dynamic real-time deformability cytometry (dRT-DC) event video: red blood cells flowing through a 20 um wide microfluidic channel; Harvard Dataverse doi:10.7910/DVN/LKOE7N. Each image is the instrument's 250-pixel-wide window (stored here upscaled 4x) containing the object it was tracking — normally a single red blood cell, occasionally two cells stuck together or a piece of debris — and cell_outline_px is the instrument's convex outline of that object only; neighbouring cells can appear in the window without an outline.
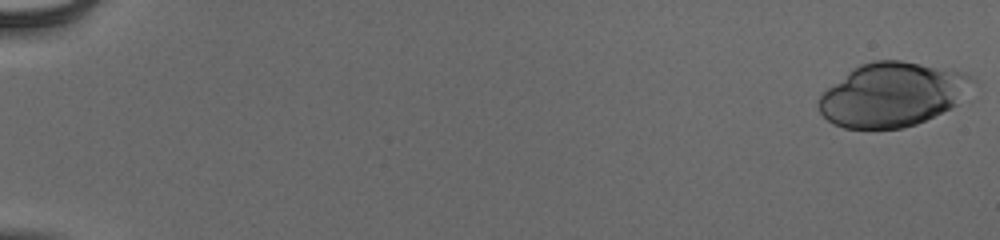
{"species": "human", "species_latin": "Homo sapiens", "temperature_condition": "cold", "stored_images_in_passage": 54, "camera_frame_rate_fps": 3000, "um_per_image_px": 0.085, "donor": {"sex": "male"}, "frame": {"image": 1, "passage_image": 1, "time_ms": 0.0, "image_size_px": [1000, 240], "cell_outline_px": [[976, 80], [956, 104], [952, 108], [916, 124], [904, 128], [844, 128], [832, 124], [820, 112], [816, 104], [816, 100], [828, 88], [852, 68], [860, 64], [876, 60], [900, 60], [964, 72], [972, 76]], "centroid_in_image_um": [75.82, 8.04], "position_along_channel_um": 9.2, "area_um2": 57.11}}